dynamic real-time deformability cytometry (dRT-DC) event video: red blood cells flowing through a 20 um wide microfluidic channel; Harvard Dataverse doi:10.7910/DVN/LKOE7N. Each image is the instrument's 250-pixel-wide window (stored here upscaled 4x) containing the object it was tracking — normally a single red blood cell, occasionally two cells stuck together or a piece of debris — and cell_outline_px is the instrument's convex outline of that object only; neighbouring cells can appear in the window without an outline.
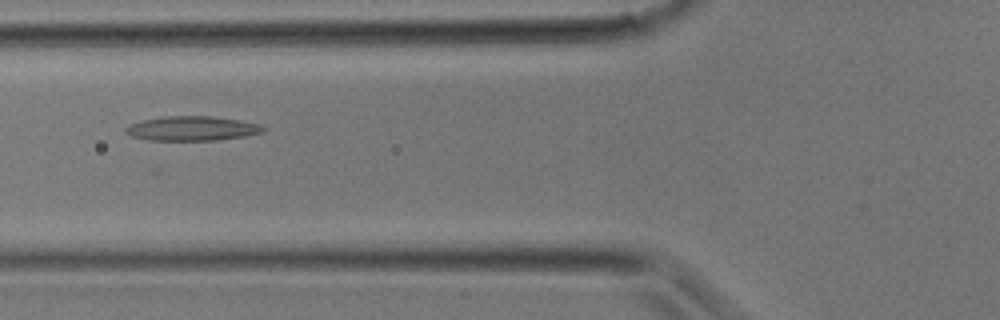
{"species": "common noctule bat (a hibernating species)", "species_latin": "Nyctalus noctula", "temperature_condition": "room temperature", "stored_images_in_passage": 17, "camera_frame_rate_fps": 3000, "um_per_image_px": 0.085, "animal": {"sex": "male", "body_mass_g": 17.9}, "frame": {"image": 1, "passage_image": 6, "time_ms": 1.667, "image_size_px": [1000, 320], "cell_outline_px": [[268, 128], [264, 132], [244, 136], [216, 140], [144, 140], [132, 136], [124, 132], [124, 128], [128, 124], [140, 120], [164, 116], [212, 116], [240, 120], [260, 124]], "centroid_in_image_um": [16.3, 10.91], "position_along_channel_um": 109.5, "area_um2": 19.88}}
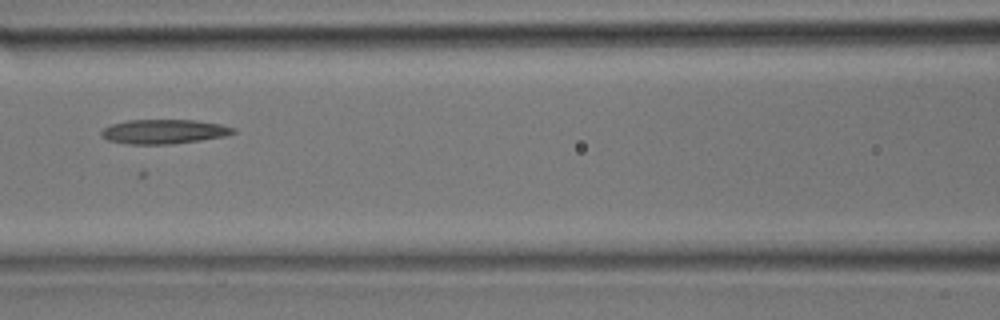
{"frame": {"image": 2, "passage_image": 8, "time_ms": 2.333, "image_size_px": [1000, 320], "cell_outline_px": [[236, 132], [224, 136], [200, 140], [172, 144], [128, 144], [108, 140], [100, 136], [100, 132], [104, 128], [112, 124], [128, 120], [196, 120], [220, 124], [236, 128]], "centroid_in_image_um": [13.92, 11.18], "position_along_channel_um": 152.7, "area_um2": 18.73}}
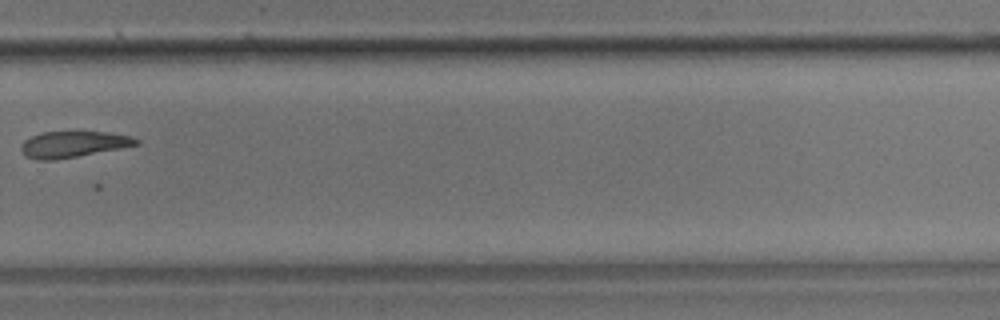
{"frame": {"image": 3, "passage_image": 16, "time_ms": 5.0, "image_size_px": [1000, 320], "cell_outline_px": [[140, 144], [120, 148], [76, 156], [52, 160], [36, 160], [24, 156], [20, 148], [24, 140], [32, 136], [44, 132], [104, 132], [132, 136], [140, 140]], "centroid_in_image_um": [6.2, 12.26], "position_along_channel_um": 323.6, "area_um2": 17.34}}